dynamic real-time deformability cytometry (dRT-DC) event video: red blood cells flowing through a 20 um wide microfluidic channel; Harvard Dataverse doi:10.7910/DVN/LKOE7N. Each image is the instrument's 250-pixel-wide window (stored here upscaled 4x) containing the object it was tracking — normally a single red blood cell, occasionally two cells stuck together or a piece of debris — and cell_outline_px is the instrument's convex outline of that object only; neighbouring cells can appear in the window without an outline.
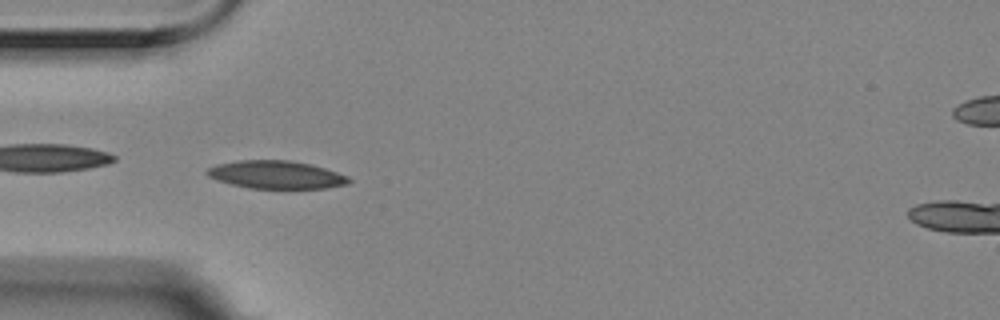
{"species": "Egyptian fruit bat (a non-hibernating species)", "species_latin": "Rousettus aegyptiacus", "temperature_condition": "room temperature", "stored_images_in_passage": 40, "camera_frame_rate_fps": 3000, "um_per_image_px": 0.085, "animal": {"sex": "female"}, "frame": {"image": 1, "passage_image": 1, "time_ms": 0.0, "image_size_px": [1000, 320], "cell_outline_px": [[352, 180], [348, 184], [328, 188], [248, 188], [216, 180], [208, 176], [204, 172], [208, 168], [216, 164], [240, 160], [288, 160], [308, 164], [324, 168], [348, 176]], "centroid_in_image_um": [23.45, 14.85], "position_along_channel_um": 61.5, "area_um2": 23.0}}
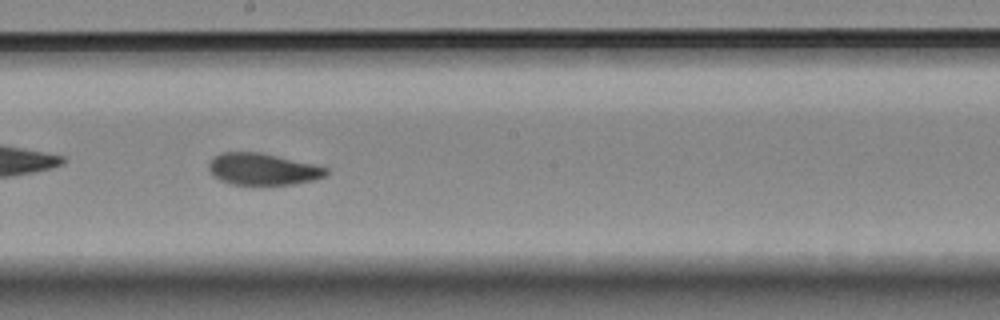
{"frame": {"image": 2, "passage_image": 15, "time_ms": 4.667, "image_size_px": [1000, 320], "cell_outline_px": [[328, 172], [324, 176], [312, 180], [292, 184], [260, 188], [232, 184], [220, 180], [212, 176], [208, 168], [208, 164], [220, 152], [260, 152], [312, 164], [328, 168]], "centroid_in_image_um": [22.29, 14.43], "position_along_channel_um": 225.9, "area_um2": 22.25}}
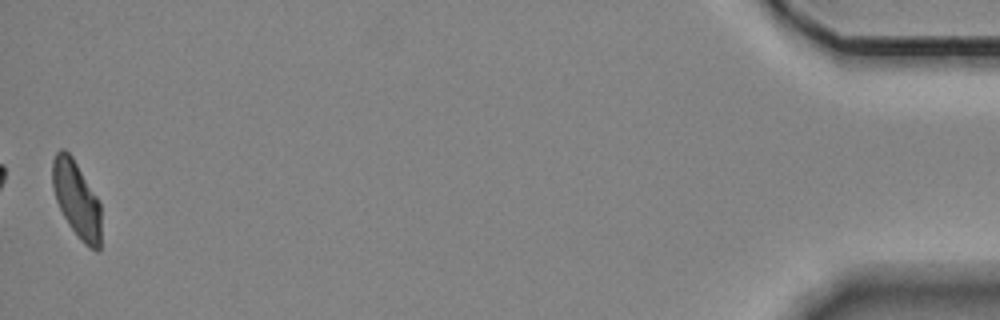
{"frame": {"image": 3, "passage_image": 40, "time_ms": 13.0, "image_size_px": [1000, 320], "cell_outline_px": [[100, 252], [96, 252], [88, 248], [80, 240], [68, 224], [56, 200], [52, 184], [52, 160], [56, 152], [60, 148], [64, 148], [72, 156], [96, 196], [100, 204]], "centroid_in_image_um": [6.5, 16.96], "position_along_channel_um": 428.7, "area_um2": 21.68}, "authors_computed_cell_mechanics": {"area_um2": 22.3975, "velocity_mm_per_s": 3.534, "shape_relaxation_time_tau1_ms": 6.131, "shape_relaxation_time_tau2_ms": 2.0201, "deformation_change_tau1": 0.1579, "deformation_change_tau2": 0.0804}}